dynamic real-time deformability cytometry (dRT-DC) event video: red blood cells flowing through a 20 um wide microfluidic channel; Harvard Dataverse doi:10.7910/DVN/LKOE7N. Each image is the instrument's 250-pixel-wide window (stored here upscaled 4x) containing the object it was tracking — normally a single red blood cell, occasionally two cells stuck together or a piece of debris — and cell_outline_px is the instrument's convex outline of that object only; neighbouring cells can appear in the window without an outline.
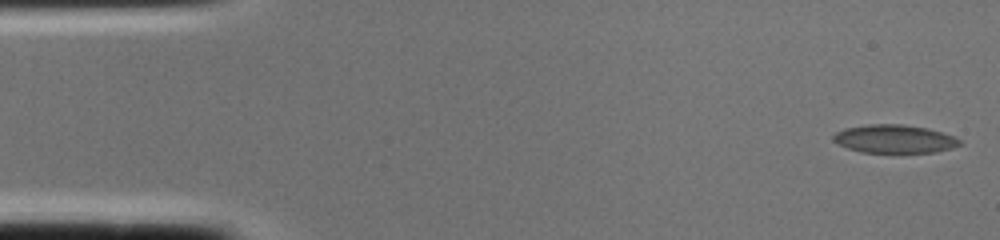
{"species": "common noctule bat (a hibernating species)", "species_latin": "Nyctalus noctula", "temperature_condition": "cold", "stored_images_in_passage": 2, "camera_frame_rate_fps": 3000, "um_per_image_px": 0.085, "animal": {"sex": "female", "body_mass_g": 22.0, "forearm_length_mm": 56.7}, "frame": {"image": 1, "passage_image": 1, "time_ms": 0.0, "image_size_px": [1000, 240], "cell_outline_px": [[964, 144], [952, 148], [936, 152], [860, 152], [848, 148], [832, 140], [832, 136], [836, 132], [844, 128], [868, 124], [904, 124], [928, 128], [956, 136]], "centroid_in_image_um": [76.06, 11.8], "position_along_channel_um": 8.9, "area_um2": 20.98}}
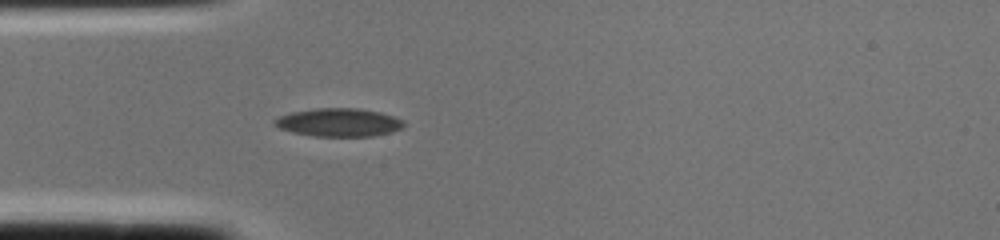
{"frame": {"image": 2, "passage_image": 2, "time_ms": 0.333, "image_size_px": [1000, 240], "cell_outline_px": [[404, 128], [392, 132], [372, 136], [312, 136], [292, 132], [280, 128], [272, 124], [272, 120], [280, 116], [292, 112], [316, 108], [360, 108], [380, 112], [404, 120]], "centroid_in_image_um": [28.8, 10.4], "position_along_channel_um": 56.2, "area_um2": 21.39}}